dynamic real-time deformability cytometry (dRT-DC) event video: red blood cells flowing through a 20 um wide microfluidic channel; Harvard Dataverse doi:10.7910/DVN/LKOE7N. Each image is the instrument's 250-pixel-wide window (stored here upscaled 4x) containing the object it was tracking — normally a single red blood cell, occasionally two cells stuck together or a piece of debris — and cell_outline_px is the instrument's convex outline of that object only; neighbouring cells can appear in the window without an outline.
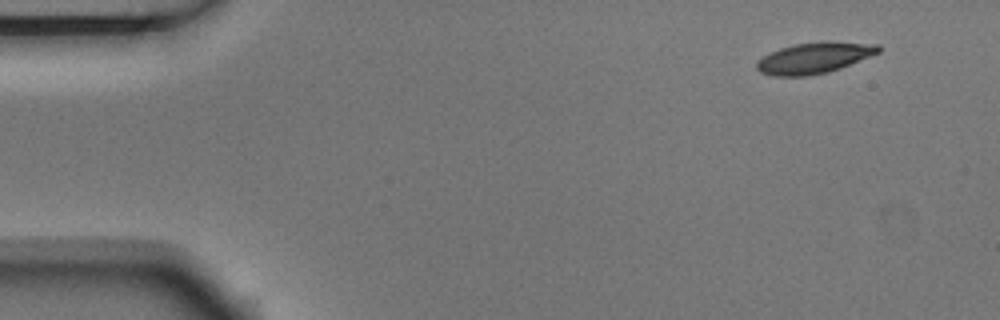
{"species": "Egyptian fruit bat (a non-hibernating species)", "species_latin": "Rousettus aegyptiacus", "temperature_condition": "room temperature", "stored_images_in_passage": 4, "camera_frame_rate_fps": 3000, "um_per_image_px": 0.085, "animal": {"sex": "male"}, "frame": {"image": 1, "passage_image": 1, "time_ms": 0.0, "image_size_px": [1000, 320], "cell_outline_px": [[880, 52], [840, 68], [828, 72], [808, 76], [772, 76], [760, 72], [756, 68], [756, 60], [780, 48], [792, 44], [828, 40], [880, 44]], "centroid_in_image_um": [69.21, 4.9], "position_along_channel_um": 15.8, "area_um2": 22.25}}
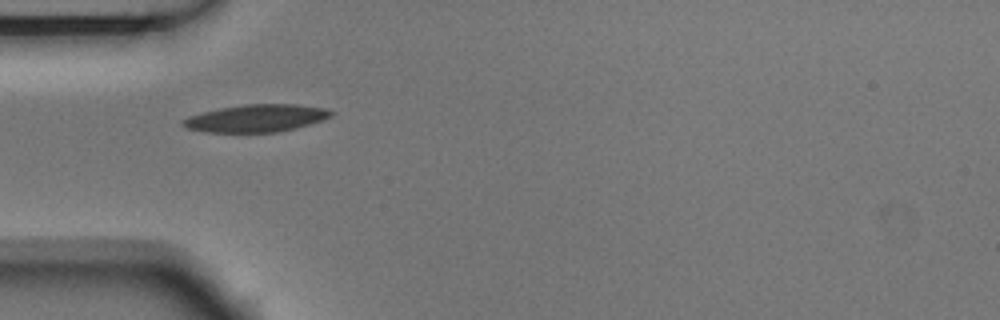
{"frame": {"image": 2, "passage_image": 3, "time_ms": 0.667, "image_size_px": [1000, 320], "cell_outline_px": [[332, 116], [296, 128], [276, 132], [204, 132], [184, 128], [180, 124], [180, 120], [188, 116], [220, 108], [244, 104], [296, 104], [324, 108], [332, 112]], "centroid_in_image_um": [21.7, 10.05], "position_along_channel_um": 63.3, "area_um2": 23.64}}
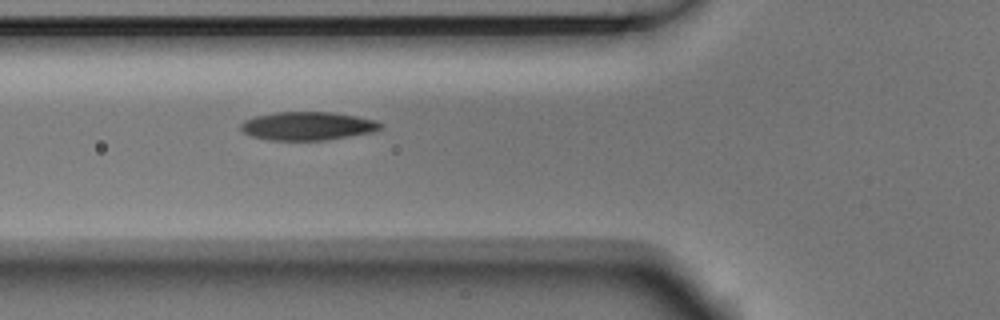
{"frame": {"image": 3, "passage_image": 4, "time_ms": 1.0, "image_size_px": [1000, 320], "cell_outline_px": [[384, 128], [372, 132], [328, 140], [268, 140], [252, 136], [244, 132], [240, 128], [240, 124], [244, 120], [256, 116], [276, 112], [332, 112], [356, 116], [376, 120], [384, 124]], "centroid_in_image_um": [26.18, 10.71], "position_along_channel_um": 99.6, "area_um2": 23.24}}